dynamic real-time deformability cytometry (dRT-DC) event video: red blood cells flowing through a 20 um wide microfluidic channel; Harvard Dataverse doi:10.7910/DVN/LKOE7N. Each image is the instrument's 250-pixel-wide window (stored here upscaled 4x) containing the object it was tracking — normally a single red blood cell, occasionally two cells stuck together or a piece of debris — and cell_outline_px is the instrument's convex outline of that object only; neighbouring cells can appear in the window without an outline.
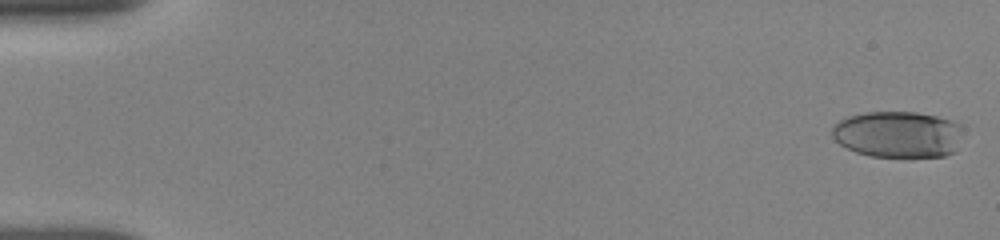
{"species": "human", "species_latin": "Homo sapiens", "temperature_condition": "room temperature", "stored_images_in_passage": 30, "camera_frame_rate_fps": 3000, "um_per_image_px": 0.085, "donor": {"sex": "female"}, "frame": {"image": 1, "passage_image": 1, "time_ms": 0.0, "image_size_px": [1000, 240], "cell_outline_px": [[960, 128], [956, 152], [944, 156], [872, 156], [856, 152], [840, 144], [832, 136], [832, 128], [840, 120], [848, 116], [868, 112], [916, 112], [936, 116], [952, 120], [960, 124]], "centroid_in_image_um": [76.32, 11.41], "position_along_channel_um": 8.7, "area_um2": 35.08}}
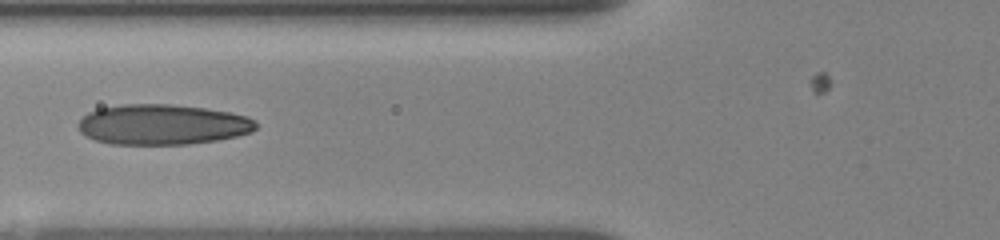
{"frame": {"image": 2, "passage_image": 13, "time_ms": 6.667, "image_size_px": [1000, 240], "cell_outline_px": [[256, 128], [252, 132], [236, 136], [216, 140], [188, 144], [108, 144], [84, 136], [76, 128], [76, 124], [88, 112], [96, 108], [120, 104], [172, 104], [204, 108], [228, 112], [248, 116], [256, 120]], "centroid_in_image_um": [13.76, 10.58], "position_along_channel_um": 112.0, "area_um2": 42.14}}
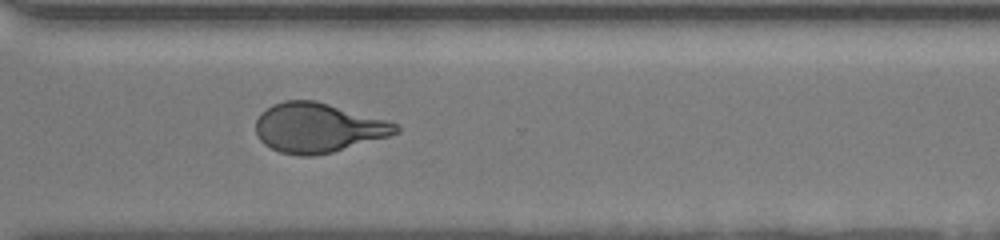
{"frame": {"image": 3, "passage_image": 26, "time_ms": 12.667, "image_size_px": [1000, 240], "cell_outline_px": [[400, 132], [388, 136], [332, 152], [312, 156], [300, 156], [280, 152], [264, 144], [260, 140], [256, 132], [256, 120], [260, 112], [272, 104], [284, 100], [316, 100], [388, 120], [396, 124], [400, 128]], "centroid_in_image_um": [27.01, 10.84], "position_along_channel_um": 343.6, "area_um2": 40.46}}